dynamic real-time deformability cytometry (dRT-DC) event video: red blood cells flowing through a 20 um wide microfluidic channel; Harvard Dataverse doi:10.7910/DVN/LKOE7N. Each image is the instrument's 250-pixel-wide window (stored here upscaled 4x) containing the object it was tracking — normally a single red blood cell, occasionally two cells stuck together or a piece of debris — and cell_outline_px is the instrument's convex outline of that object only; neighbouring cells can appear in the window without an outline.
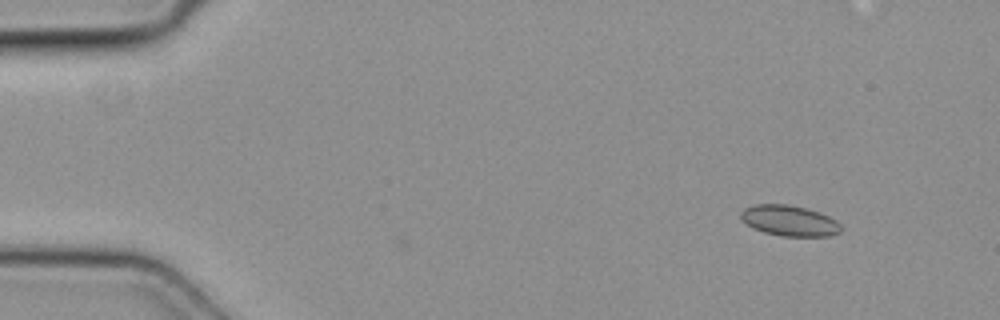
{"species": "common noctule bat (a hibernating species)", "species_latin": "Nyctalus noctula", "temperature_condition": "cold", "stored_images_in_passage": 4, "camera_frame_rate_fps": 3000, "um_per_image_px": 0.085, "animal": {"sex": "female", "body_mass_g": 19.3, "forearm_length_mm": 54.1}, "frame": {"image": 1, "passage_image": 2, "time_ms": 0.333, "image_size_px": [1000, 320], "cell_outline_px": [[844, 228], [840, 232], [828, 236], [780, 236], [764, 232], [752, 228], [740, 216], [740, 212], [744, 208], [752, 204], [788, 204], [804, 208], [828, 216], [836, 220]], "centroid_in_image_um": [67.09, 18.76], "position_along_channel_um": 17.9, "area_um2": 17.86}}
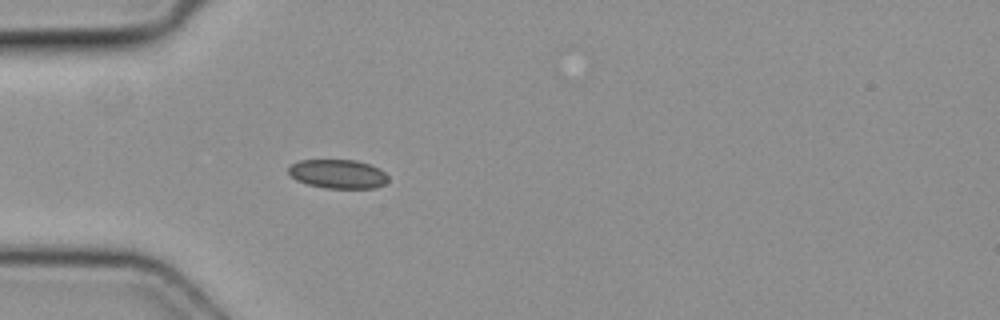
{"frame": {"image": 2, "passage_image": 4, "time_ms": 1.0, "image_size_px": [1000, 320], "cell_outline_px": [[388, 180], [384, 184], [376, 188], [324, 188], [308, 184], [296, 180], [288, 172], [288, 168], [292, 164], [300, 160], [356, 160], [380, 168], [388, 176]], "centroid_in_image_um": [28.74, 14.79], "position_along_channel_um": 56.3, "area_um2": 16.82}}